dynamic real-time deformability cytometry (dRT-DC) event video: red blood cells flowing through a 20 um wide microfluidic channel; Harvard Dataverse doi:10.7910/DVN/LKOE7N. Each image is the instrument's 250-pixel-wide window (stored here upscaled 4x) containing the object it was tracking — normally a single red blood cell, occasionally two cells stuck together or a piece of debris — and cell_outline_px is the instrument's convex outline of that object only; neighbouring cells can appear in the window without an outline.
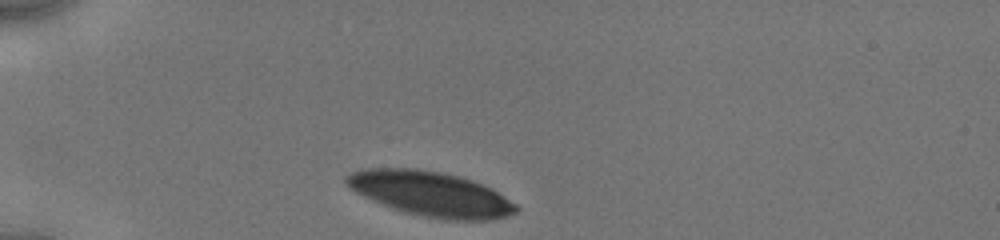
{"species": "human", "species_latin": "Homo sapiens", "temperature_condition": "cold", "stored_images_in_passage": 2, "camera_frame_rate_fps": 3000, "um_per_image_px": 0.085, "donor": {"sex": "male"}, "frame": {"image": 1, "passage_image": 1, "time_ms": 0.0, "image_size_px": [1000, 240], "cell_outline_px": [[520, 208], [516, 212], [492, 220], [444, 220], [424, 216], [408, 212], [372, 200], [348, 188], [344, 184], [344, 176], [352, 172], [364, 168], [416, 168], [440, 172], [460, 176], [472, 180], [492, 188], [516, 204]], "centroid_in_image_um": [36.6, 16.46], "position_along_channel_um": 48.4, "area_um2": 44.16}}